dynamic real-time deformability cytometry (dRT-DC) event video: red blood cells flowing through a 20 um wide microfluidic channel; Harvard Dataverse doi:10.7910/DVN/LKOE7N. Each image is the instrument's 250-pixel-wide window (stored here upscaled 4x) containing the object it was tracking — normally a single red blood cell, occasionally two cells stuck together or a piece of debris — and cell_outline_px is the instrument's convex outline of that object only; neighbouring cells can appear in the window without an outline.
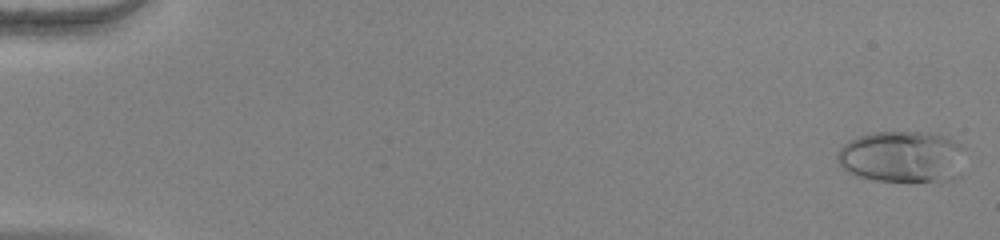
{"species": "human", "species_latin": "Homo sapiens", "temperature_condition": "warm", "stored_images_in_passage": 53, "camera_frame_rate_fps": 3000, "um_per_image_px": 0.085, "donor": {"sex": "female"}, "frame": {"image": 1, "passage_image": 1, "time_ms": 0.0, "image_size_px": [1000, 240], "cell_outline_px": [[968, 148], [960, 176], [956, 180], [940, 184], [876, 180], [856, 176], [848, 172], [836, 160], [836, 156], [840, 148], [848, 140], [872, 132], [936, 132], [948, 136], [964, 144]], "centroid_in_image_um": [76.85, 13.35], "position_along_channel_um": 8.2, "area_um2": 40.52}}
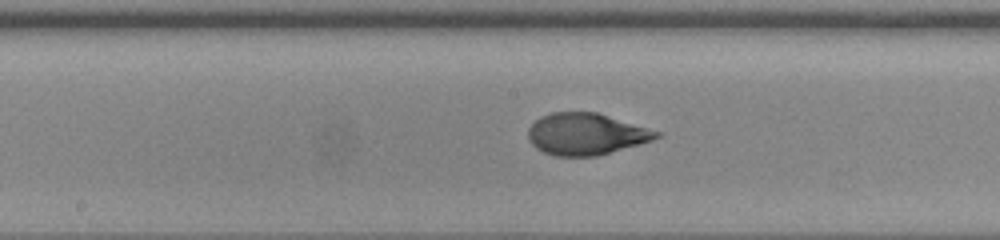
{"frame": {"image": 2, "passage_image": 29, "time_ms": 9.333, "image_size_px": [1000, 240], "cell_outline_px": [[664, 132], [660, 136], [652, 140], [640, 144], [596, 156], [552, 156], [536, 148], [528, 140], [528, 128], [540, 116], [552, 112], [596, 112]], "centroid_in_image_um": [49.82, 11.39], "position_along_channel_um": 198.4, "area_um2": 31.33}}
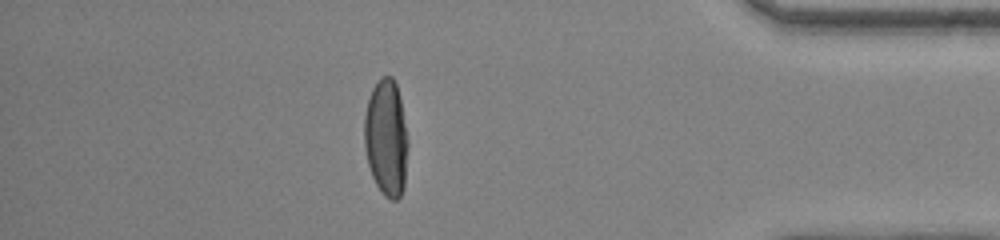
{"frame": {"image": 3, "passage_image": 47, "time_ms": 15.333, "image_size_px": [1000, 240], "cell_outline_px": [[408, 144], [404, 188], [400, 196], [396, 200], [392, 200], [384, 196], [376, 184], [372, 176], [368, 164], [364, 148], [364, 116], [368, 100], [372, 88], [380, 76], [392, 76], [396, 84], [400, 100], [408, 140]], "centroid_in_image_um": [32.82, 11.73], "position_along_channel_um": 402.4, "area_um2": 29.82}, "authors_computed_cell_mechanics": {"area_um2": 31.8478, "velocity_mm_per_s": 3.9385, "shape_relaxation_time_tau1_ms": 6.0232, "shape_relaxation_time_tau2_ms": null, "deformation_change_tau1": 0.2967, "deformation_change_tau2": null}}